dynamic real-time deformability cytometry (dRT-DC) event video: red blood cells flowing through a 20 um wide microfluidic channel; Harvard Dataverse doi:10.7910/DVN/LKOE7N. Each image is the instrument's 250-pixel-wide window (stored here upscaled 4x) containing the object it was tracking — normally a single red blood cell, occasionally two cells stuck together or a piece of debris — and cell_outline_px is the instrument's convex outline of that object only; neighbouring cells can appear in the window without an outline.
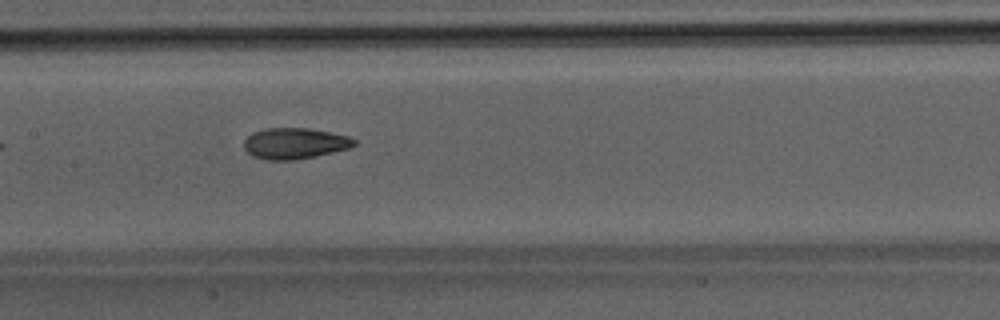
{"species": "Egyptian fruit bat (a non-hibernating species)", "species_latin": "Rousettus aegyptiacus", "temperature_condition": "room temperature", "stored_images_in_passage": 8, "camera_frame_rate_fps": 3000, "um_per_image_px": 0.085, "animal": {"sex": "male"}, "frame": {"image": 1, "passage_image": 6, "time_ms": 1.667, "image_size_px": [1000, 320], "cell_outline_px": [[356, 144], [348, 148], [332, 152], [296, 160], [264, 160], [252, 156], [244, 148], [244, 140], [252, 132], [264, 128], [308, 128], [348, 136], [356, 140]], "centroid_in_image_um": [25.0, 12.19], "position_along_channel_um": 182.4, "area_um2": 19.88}}
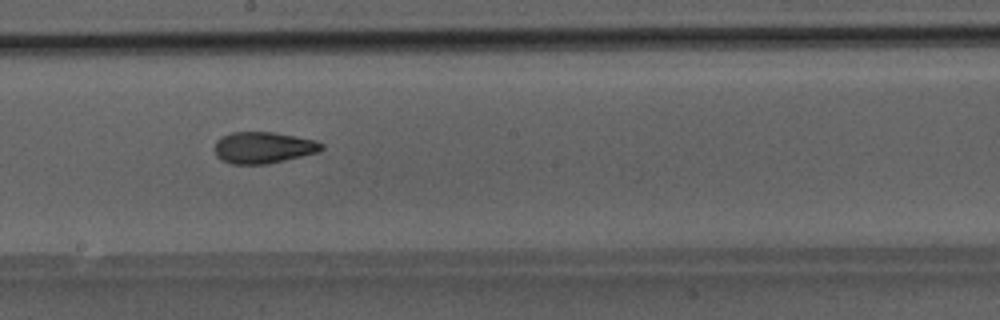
{"frame": {"image": 2, "passage_image": 7, "time_ms": 2.0, "image_size_px": [1000, 320], "cell_outline_px": [[324, 148], [320, 152], [268, 164], [232, 164], [220, 160], [216, 156], [216, 140], [220, 136], [232, 132], [272, 132], [296, 136], [316, 140], [324, 144]], "centroid_in_image_um": [22.4, 12.55], "position_along_channel_um": 225.8, "area_um2": 19.83}}
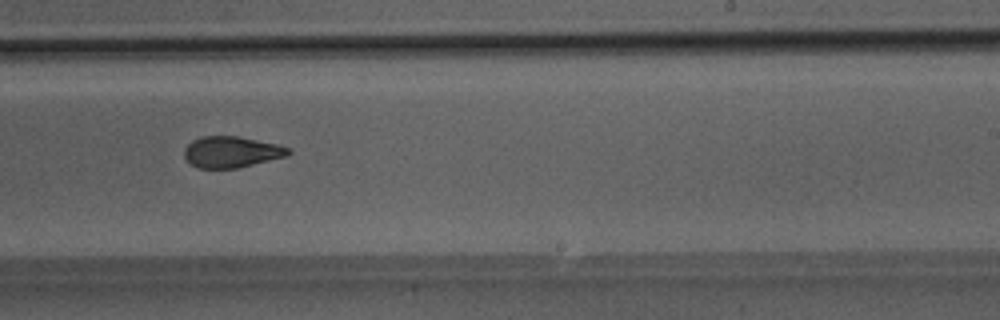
{"frame": {"image": 3, "passage_image": 8, "time_ms": 2.333, "image_size_px": [1000, 320], "cell_outline_px": [[292, 152], [288, 156], [236, 168], [196, 168], [184, 156], [184, 148], [192, 140], [200, 136], [236, 136], [276, 144], [288, 148]], "centroid_in_image_um": [19.65, 12.91], "position_along_channel_um": 269.4, "area_um2": 18.79}}